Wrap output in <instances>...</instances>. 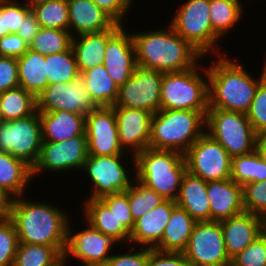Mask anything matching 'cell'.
Wrapping results in <instances>:
<instances>
[{
  "mask_svg": "<svg viewBox=\"0 0 266 266\" xmlns=\"http://www.w3.org/2000/svg\"><path fill=\"white\" fill-rule=\"evenodd\" d=\"M99 8L107 13L117 24L125 25L126 14L133 0H92ZM125 19V20H124ZM124 21V22H123Z\"/></svg>",
  "mask_w": 266,
  "mask_h": 266,
  "instance_id": "cell-48",
  "label": "cell"
},
{
  "mask_svg": "<svg viewBox=\"0 0 266 266\" xmlns=\"http://www.w3.org/2000/svg\"><path fill=\"white\" fill-rule=\"evenodd\" d=\"M41 27L69 30L67 0H50L31 8Z\"/></svg>",
  "mask_w": 266,
  "mask_h": 266,
  "instance_id": "cell-38",
  "label": "cell"
},
{
  "mask_svg": "<svg viewBox=\"0 0 266 266\" xmlns=\"http://www.w3.org/2000/svg\"><path fill=\"white\" fill-rule=\"evenodd\" d=\"M135 248L132 246L123 254L113 253L104 266H148L149 248L138 246V251Z\"/></svg>",
  "mask_w": 266,
  "mask_h": 266,
  "instance_id": "cell-46",
  "label": "cell"
},
{
  "mask_svg": "<svg viewBox=\"0 0 266 266\" xmlns=\"http://www.w3.org/2000/svg\"><path fill=\"white\" fill-rule=\"evenodd\" d=\"M197 221L183 208L176 206L170 215L160 243V251L183 252Z\"/></svg>",
  "mask_w": 266,
  "mask_h": 266,
  "instance_id": "cell-29",
  "label": "cell"
},
{
  "mask_svg": "<svg viewBox=\"0 0 266 266\" xmlns=\"http://www.w3.org/2000/svg\"><path fill=\"white\" fill-rule=\"evenodd\" d=\"M230 266H266V232L233 257Z\"/></svg>",
  "mask_w": 266,
  "mask_h": 266,
  "instance_id": "cell-43",
  "label": "cell"
},
{
  "mask_svg": "<svg viewBox=\"0 0 266 266\" xmlns=\"http://www.w3.org/2000/svg\"><path fill=\"white\" fill-rule=\"evenodd\" d=\"M209 13V0H186L169 22L173 30L203 57L225 53L216 45L221 37L212 29Z\"/></svg>",
  "mask_w": 266,
  "mask_h": 266,
  "instance_id": "cell-7",
  "label": "cell"
},
{
  "mask_svg": "<svg viewBox=\"0 0 266 266\" xmlns=\"http://www.w3.org/2000/svg\"><path fill=\"white\" fill-rule=\"evenodd\" d=\"M72 36L112 29L117 23L92 0H67Z\"/></svg>",
  "mask_w": 266,
  "mask_h": 266,
  "instance_id": "cell-23",
  "label": "cell"
},
{
  "mask_svg": "<svg viewBox=\"0 0 266 266\" xmlns=\"http://www.w3.org/2000/svg\"><path fill=\"white\" fill-rule=\"evenodd\" d=\"M100 199L109 207L111 212H113L118 222H121L131 233L135 222L132 218L128 202V189L125 192L102 196Z\"/></svg>",
  "mask_w": 266,
  "mask_h": 266,
  "instance_id": "cell-45",
  "label": "cell"
},
{
  "mask_svg": "<svg viewBox=\"0 0 266 266\" xmlns=\"http://www.w3.org/2000/svg\"><path fill=\"white\" fill-rule=\"evenodd\" d=\"M43 142H62L85 134V115L67 111L39 112Z\"/></svg>",
  "mask_w": 266,
  "mask_h": 266,
  "instance_id": "cell-25",
  "label": "cell"
},
{
  "mask_svg": "<svg viewBox=\"0 0 266 266\" xmlns=\"http://www.w3.org/2000/svg\"><path fill=\"white\" fill-rule=\"evenodd\" d=\"M227 55H216L207 66L209 108L246 114L258 85L266 78V60L257 78Z\"/></svg>",
  "mask_w": 266,
  "mask_h": 266,
  "instance_id": "cell-2",
  "label": "cell"
},
{
  "mask_svg": "<svg viewBox=\"0 0 266 266\" xmlns=\"http://www.w3.org/2000/svg\"><path fill=\"white\" fill-rule=\"evenodd\" d=\"M243 206L245 212L266 217V180L243 186Z\"/></svg>",
  "mask_w": 266,
  "mask_h": 266,
  "instance_id": "cell-42",
  "label": "cell"
},
{
  "mask_svg": "<svg viewBox=\"0 0 266 266\" xmlns=\"http://www.w3.org/2000/svg\"><path fill=\"white\" fill-rule=\"evenodd\" d=\"M61 260L55 247L19 243L13 266H56Z\"/></svg>",
  "mask_w": 266,
  "mask_h": 266,
  "instance_id": "cell-35",
  "label": "cell"
},
{
  "mask_svg": "<svg viewBox=\"0 0 266 266\" xmlns=\"http://www.w3.org/2000/svg\"><path fill=\"white\" fill-rule=\"evenodd\" d=\"M264 231L266 232V217H264Z\"/></svg>",
  "mask_w": 266,
  "mask_h": 266,
  "instance_id": "cell-56",
  "label": "cell"
},
{
  "mask_svg": "<svg viewBox=\"0 0 266 266\" xmlns=\"http://www.w3.org/2000/svg\"><path fill=\"white\" fill-rule=\"evenodd\" d=\"M47 1H50V0H26L25 3L30 7H34L38 4H41V3H45Z\"/></svg>",
  "mask_w": 266,
  "mask_h": 266,
  "instance_id": "cell-54",
  "label": "cell"
},
{
  "mask_svg": "<svg viewBox=\"0 0 266 266\" xmlns=\"http://www.w3.org/2000/svg\"><path fill=\"white\" fill-rule=\"evenodd\" d=\"M88 157L86 135L74 136L62 142H43L37 163L32 168V177L42 172L53 173L83 169ZM55 171V172H54Z\"/></svg>",
  "mask_w": 266,
  "mask_h": 266,
  "instance_id": "cell-15",
  "label": "cell"
},
{
  "mask_svg": "<svg viewBox=\"0 0 266 266\" xmlns=\"http://www.w3.org/2000/svg\"><path fill=\"white\" fill-rule=\"evenodd\" d=\"M189 266H230L220 222L199 221L183 251Z\"/></svg>",
  "mask_w": 266,
  "mask_h": 266,
  "instance_id": "cell-12",
  "label": "cell"
},
{
  "mask_svg": "<svg viewBox=\"0 0 266 266\" xmlns=\"http://www.w3.org/2000/svg\"><path fill=\"white\" fill-rule=\"evenodd\" d=\"M33 181L32 168L10 153L0 151V189L11 199L25 195Z\"/></svg>",
  "mask_w": 266,
  "mask_h": 266,
  "instance_id": "cell-27",
  "label": "cell"
},
{
  "mask_svg": "<svg viewBox=\"0 0 266 266\" xmlns=\"http://www.w3.org/2000/svg\"><path fill=\"white\" fill-rule=\"evenodd\" d=\"M41 28L42 27L37 22L34 13L30 11L24 17L22 25L19 27V30L16 34L20 36L27 44H30Z\"/></svg>",
  "mask_w": 266,
  "mask_h": 266,
  "instance_id": "cell-51",
  "label": "cell"
},
{
  "mask_svg": "<svg viewBox=\"0 0 266 266\" xmlns=\"http://www.w3.org/2000/svg\"><path fill=\"white\" fill-rule=\"evenodd\" d=\"M138 66L160 72L193 68L204 57L169 25L166 29L133 32Z\"/></svg>",
  "mask_w": 266,
  "mask_h": 266,
  "instance_id": "cell-3",
  "label": "cell"
},
{
  "mask_svg": "<svg viewBox=\"0 0 266 266\" xmlns=\"http://www.w3.org/2000/svg\"><path fill=\"white\" fill-rule=\"evenodd\" d=\"M39 111L11 121H0V151L23 160L31 168L37 163L42 147Z\"/></svg>",
  "mask_w": 266,
  "mask_h": 266,
  "instance_id": "cell-9",
  "label": "cell"
},
{
  "mask_svg": "<svg viewBox=\"0 0 266 266\" xmlns=\"http://www.w3.org/2000/svg\"><path fill=\"white\" fill-rule=\"evenodd\" d=\"M18 86L17 58L0 56V93Z\"/></svg>",
  "mask_w": 266,
  "mask_h": 266,
  "instance_id": "cell-47",
  "label": "cell"
},
{
  "mask_svg": "<svg viewBox=\"0 0 266 266\" xmlns=\"http://www.w3.org/2000/svg\"><path fill=\"white\" fill-rule=\"evenodd\" d=\"M122 26L116 24L109 30L73 36L72 49L76 57L79 73L103 64L107 41Z\"/></svg>",
  "mask_w": 266,
  "mask_h": 266,
  "instance_id": "cell-24",
  "label": "cell"
},
{
  "mask_svg": "<svg viewBox=\"0 0 266 266\" xmlns=\"http://www.w3.org/2000/svg\"><path fill=\"white\" fill-rule=\"evenodd\" d=\"M176 206V201L165 200L137 219L130 233L129 244L132 243L136 247L155 248L160 243L172 210Z\"/></svg>",
  "mask_w": 266,
  "mask_h": 266,
  "instance_id": "cell-21",
  "label": "cell"
},
{
  "mask_svg": "<svg viewBox=\"0 0 266 266\" xmlns=\"http://www.w3.org/2000/svg\"><path fill=\"white\" fill-rule=\"evenodd\" d=\"M19 86L35 98L49 84L46 69V56L28 49L17 58Z\"/></svg>",
  "mask_w": 266,
  "mask_h": 266,
  "instance_id": "cell-30",
  "label": "cell"
},
{
  "mask_svg": "<svg viewBox=\"0 0 266 266\" xmlns=\"http://www.w3.org/2000/svg\"><path fill=\"white\" fill-rule=\"evenodd\" d=\"M258 150L266 160V132L261 134L258 139Z\"/></svg>",
  "mask_w": 266,
  "mask_h": 266,
  "instance_id": "cell-53",
  "label": "cell"
},
{
  "mask_svg": "<svg viewBox=\"0 0 266 266\" xmlns=\"http://www.w3.org/2000/svg\"><path fill=\"white\" fill-rule=\"evenodd\" d=\"M230 178L242 187L266 180V160L258 148L252 153L232 157Z\"/></svg>",
  "mask_w": 266,
  "mask_h": 266,
  "instance_id": "cell-33",
  "label": "cell"
},
{
  "mask_svg": "<svg viewBox=\"0 0 266 266\" xmlns=\"http://www.w3.org/2000/svg\"><path fill=\"white\" fill-rule=\"evenodd\" d=\"M24 196L11 199L8 216L15 224L19 243L49 245L64 255L69 212L48 201L25 200Z\"/></svg>",
  "mask_w": 266,
  "mask_h": 266,
  "instance_id": "cell-1",
  "label": "cell"
},
{
  "mask_svg": "<svg viewBox=\"0 0 266 266\" xmlns=\"http://www.w3.org/2000/svg\"><path fill=\"white\" fill-rule=\"evenodd\" d=\"M85 134L88 155H126L119 142L117 121L112 106L97 107L86 115Z\"/></svg>",
  "mask_w": 266,
  "mask_h": 266,
  "instance_id": "cell-17",
  "label": "cell"
},
{
  "mask_svg": "<svg viewBox=\"0 0 266 266\" xmlns=\"http://www.w3.org/2000/svg\"><path fill=\"white\" fill-rule=\"evenodd\" d=\"M36 110V98L21 86L0 93V121L24 118Z\"/></svg>",
  "mask_w": 266,
  "mask_h": 266,
  "instance_id": "cell-32",
  "label": "cell"
},
{
  "mask_svg": "<svg viewBox=\"0 0 266 266\" xmlns=\"http://www.w3.org/2000/svg\"><path fill=\"white\" fill-rule=\"evenodd\" d=\"M220 225L230 260L264 232V218L248 212L222 220Z\"/></svg>",
  "mask_w": 266,
  "mask_h": 266,
  "instance_id": "cell-20",
  "label": "cell"
},
{
  "mask_svg": "<svg viewBox=\"0 0 266 266\" xmlns=\"http://www.w3.org/2000/svg\"><path fill=\"white\" fill-rule=\"evenodd\" d=\"M211 221H222L243 212V187L231 178L207 182Z\"/></svg>",
  "mask_w": 266,
  "mask_h": 266,
  "instance_id": "cell-22",
  "label": "cell"
},
{
  "mask_svg": "<svg viewBox=\"0 0 266 266\" xmlns=\"http://www.w3.org/2000/svg\"><path fill=\"white\" fill-rule=\"evenodd\" d=\"M125 157L126 155L124 157L123 155H88L82 171L87 172L92 191L86 199H100L108 194L125 192L132 185L135 175L133 174L131 178V173L129 174L131 168L126 169L127 165L124 162H127V159Z\"/></svg>",
  "mask_w": 266,
  "mask_h": 266,
  "instance_id": "cell-10",
  "label": "cell"
},
{
  "mask_svg": "<svg viewBox=\"0 0 266 266\" xmlns=\"http://www.w3.org/2000/svg\"><path fill=\"white\" fill-rule=\"evenodd\" d=\"M205 129L231 157L246 155L258 148L259 135L244 113L209 108Z\"/></svg>",
  "mask_w": 266,
  "mask_h": 266,
  "instance_id": "cell-8",
  "label": "cell"
},
{
  "mask_svg": "<svg viewBox=\"0 0 266 266\" xmlns=\"http://www.w3.org/2000/svg\"><path fill=\"white\" fill-rule=\"evenodd\" d=\"M72 38L69 30L42 27L29 44V49L44 56L61 53L72 47Z\"/></svg>",
  "mask_w": 266,
  "mask_h": 266,
  "instance_id": "cell-36",
  "label": "cell"
},
{
  "mask_svg": "<svg viewBox=\"0 0 266 266\" xmlns=\"http://www.w3.org/2000/svg\"><path fill=\"white\" fill-rule=\"evenodd\" d=\"M160 92V109L208 111L207 66L197 63L181 72H164Z\"/></svg>",
  "mask_w": 266,
  "mask_h": 266,
  "instance_id": "cell-6",
  "label": "cell"
},
{
  "mask_svg": "<svg viewBox=\"0 0 266 266\" xmlns=\"http://www.w3.org/2000/svg\"><path fill=\"white\" fill-rule=\"evenodd\" d=\"M125 29L123 25L107 41L103 61L109 76L119 87L131 77L137 66L132 32Z\"/></svg>",
  "mask_w": 266,
  "mask_h": 266,
  "instance_id": "cell-19",
  "label": "cell"
},
{
  "mask_svg": "<svg viewBox=\"0 0 266 266\" xmlns=\"http://www.w3.org/2000/svg\"><path fill=\"white\" fill-rule=\"evenodd\" d=\"M163 72L136 66L131 77L119 87L113 106L141 109L152 114L160 110Z\"/></svg>",
  "mask_w": 266,
  "mask_h": 266,
  "instance_id": "cell-14",
  "label": "cell"
},
{
  "mask_svg": "<svg viewBox=\"0 0 266 266\" xmlns=\"http://www.w3.org/2000/svg\"><path fill=\"white\" fill-rule=\"evenodd\" d=\"M207 111L160 109L153 114L149 148L185 154L205 132Z\"/></svg>",
  "mask_w": 266,
  "mask_h": 266,
  "instance_id": "cell-4",
  "label": "cell"
},
{
  "mask_svg": "<svg viewBox=\"0 0 266 266\" xmlns=\"http://www.w3.org/2000/svg\"><path fill=\"white\" fill-rule=\"evenodd\" d=\"M148 266H189L183 252L160 251L149 248Z\"/></svg>",
  "mask_w": 266,
  "mask_h": 266,
  "instance_id": "cell-49",
  "label": "cell"
},
{
  "mask_svg": "<svg viewBox=\"0 0 266 266\" xmlns=\"http://www.w3.org/2000/svg\"><path fill=\"white\" fill-rule=\"evenodd\" d=\"M29 49L27 44L16 33L0 37V56L19 58Z\"/></svg>",
  "mask_w": 266,
  "mask_h": 266,
  "instance_id": "cell-50",
  "label": "cell"
},
{
  "mask_svg": "<svg viewBox=\"0 0 266 266\" xmlns=\"http://www.w3.org/2000/svg\"><path fill=\"white\" fill-rule=\"evenodd\" d=\"M87 92L98 106H113L118 98L119 86L112 80L104 65L80 73Z\"/></svg>",
  "mask_w": 266,
  "mask_h": 266,
  "instance_id": "cell-31",
  "label": "cell"
},
{
  "mask_svg": "<svg viewBox=\"0 0 266 266\" xmlns=\"http://www.w3.org/2000/svg\"><path fill=\"white\" fill-rule=\"evenodd\" d=\"M71 223L72 220H69L63 259L69 263L68 258L74 257L73 259L76 258L83 266H104L112 256L113 246L120 243L112 236L94 229L87 221L84 222L86 228L78 232L73 230Z\"/></svg>",
  "mask_w": 266,
  "mask_h": 266,
  "instance_id": "cell-13",
  "label": "cell"
},
{
  "mask_svg": "<svg viewBox=\"0 0 266 266\" xmlns=\"http://www.w3.org/2000/svg\"><path fill=\"white\" fill-rule=\"evenodd\" d=\"M243 3L237 0H209L212 29L221 37H227L244 15Z\"/></svg>",
  "mask_w": 266,
  "mask_h": 266,
  "instance_id": "cell-34",
  "label": "cell"
},
{
  "mask_svg": "<svg viewBox=\"0 0 266 266\" xmlns=\"http://www.w3.org/2000/svg\"><path fill=\"white\" fill-rule=\"evenodd\" d=\"M82 209L83 218L94 229L112 236L120 244L130 242V232L118 222L109 207L101 199H86Z\"/></svg>",
  "mask_w": 266,
  "mask_h": 266,
  "instance_id": "cell-28",
  "label": "cell"
},
{
  "mask_svg": "<svg viewBox=\"0 0 266 266\" xmlns=\"http://www.w3.org/2000/svg\"><path fill=\"white\" fill-rule=\"evenodd\" d=\"M66 265L68 266V262L63 259L56 266H66Z\"/></svg>",
  "mask_w": 266,
  "mask_h": 266,
  "instance_id": "cell-55",
  "label": "cell"
},
{
  "mask_svg": "<svg viewBox=\"0 0 266 266\" xmlns=\"http://www.w3.org/2000/svg\"><path fill=\"white\" fill-rule=\"evenodd\" d=\"M184 156L190 174L206 182L230 179L232 157L207 132L191 145Z\"/></svg>",
  "mask_w": 266,
  "mask_h": 266,
  "instance_id": "cell-11",
  "label": "cell"
},
{
  "mask_svg": "<svg viewBox=\"0 0 266 266\" xmlns=\"http://www.w3.org/2000/svg\"><path fill=\"white\" fill-rule=\"evenodd\" d=\"M97 107L80 75L70 82L48 84L36 97V108L39 112L62 110L86 116Z\"/></svg>",
  "mask_w": 266,
  "mask_h": 266,
  "instance_id": "cell-16",
  "label": "cell"
},
{
  "mask_svg": "<svg viewBox=\"0 0 266 266\" xmlns=\"http://www.w3.org/2000/svg\"><path fill=\"white\" fill-rule=\"evenodd\" d=\"M165 200L155 190L145 186L136 178L128 188V202L134 222Z\"/></svg>",
  "mask_w": 266,
  "mask_h": 266,
  "instance_id": "cell-39",
  "label": "cell"
},
{
  "mask_svg": "<svg viewBox=\"0 0 266 266\" xmlns=\"http://www.w3.org/2000/svg\"><path fill=\"white\" fill-rule=\"evenodd\" d=\"M46 69L49 84L70 82L80 75L72 47L46 56Z\"/></svg>",
  "mask_w": 266,
  "mask_h": 266,
  "instance_id": "cell-37",
  "label": "cell"
},
{
  "mask_svg": "<svg viewBox=\"0 0 266 266\" xmlns=\"http://www.w3.org/2000/svg\"><path fill=\"white\" fill-rule=\"evenodd\" d=\"M19 240L13 221L6 217L0 220V266H13Z\"/></svg>",
  "mask_w": 266,
  "mask_h": 266,
  "instance_id": "cell-41",
  "label": "cell"
},
{
  "mask_svg": "<svg viewBox=\"0 0 266 266\" xmlns=\"http://www.w3.org/2000/svg\"><path fill=\"white\" fill-rule=\"evenodd\" d=\"M176 205L185 209L197 222L211 221L207 182L187 171L181 181Z\"/></svg>",
  "mask_w": 266,
  "mask_h": 266,
  "instance_id": "cell-26",
  "label": "cell"
},
{
  "mask_svg": "<svg viewBox=\"0 0 266 266\" xmlns=\"http://www.w3.org/2000/svg\"><path fill=\"white\" fill-rule=\"evenodd\" d=\"M31 8L20 0H0V37L17 33Z\"/></svg>",
  "mask_w": 266,
  "mask_h": 266,
  "instance_id": "cell-40",
  "label": "cell"
},
{
  "mask_svg": "<svg viewBox=\"0 0 266 266\" xmlns=\"http://www.w3.org/2000/svg\"><path fill=\"white\" fill-rule=\"evenodd\" d=\"M122 149L131 157L132 172L135 174V156L149 148L151 121L153 114L141 109L112 106Z\"/></svg>",
  "mask_w": 266,
  "mask_h": 266,
  "instance_id": "cell-18",
  "label": "cell"
},
{
  "mask_svg": "<svg viewBox=\"0 0 266 266\" xmlns=\"http://www.w3.org/2000/svg\"><path fill=\"white\" fill-rule=\"evenodd\" d=\"M246 116L259 136L266 132V78L258 85Z\"/></svg>",
  "mask_w": 266,
  "mask_h": 266,
  "instance_id": "cell-44",
  "label": "cell"
},
{
  "mask_svg": "<svg viewBox=\"0 0 266 266\" xmlns=\"http://www.w3.org/2000/svg\"><path fill=\"white\" fill-rule=\"evenodd\" d=\"M11 198L0 189V220L9 216Z\"/></svg>",
  "mask_w": 266,
  "mask_h": 266,
  "instance_id": "cell-52",
  "label": "cell"
},
{
  "mask_svg": "<svg viewBox=\"0 0 266 266\" xmlns=\"http://www.w3.org/2000/svg\"><path fill=\"white\" fill-rule=\"evenodd\" d=\"M187 172L184 154L146 148L135 156V178L166 200L176 201Z\"/></svg>",
  "mask_w": 266,
  "mask_h": 266,
  "instance_id": "cell-5",
  "label": "cell"
}]
</instances>
